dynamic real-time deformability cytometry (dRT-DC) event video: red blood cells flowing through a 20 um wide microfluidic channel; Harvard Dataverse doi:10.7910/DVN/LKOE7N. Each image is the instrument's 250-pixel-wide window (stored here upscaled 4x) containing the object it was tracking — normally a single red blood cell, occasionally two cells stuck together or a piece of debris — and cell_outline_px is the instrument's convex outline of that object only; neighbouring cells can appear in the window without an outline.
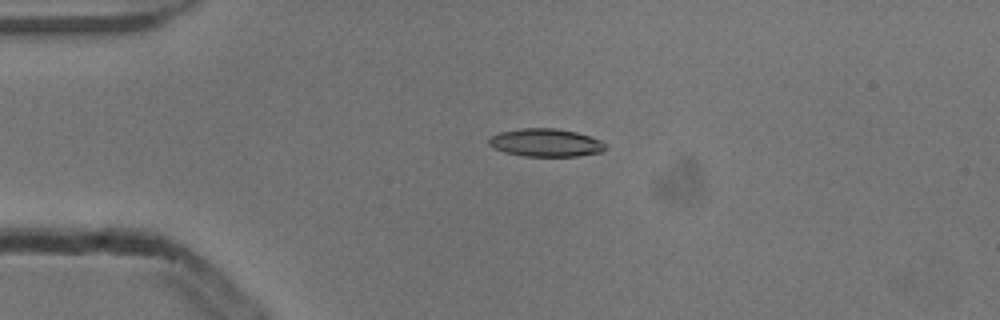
{"species": "common noctule bat (a hibernating species)", "species_latin": "Nyctalus noctula", "temperature_condition": "cold", "stored_images_in_passage": 42, "camera_frame_rate_fps": 3000, "um_per_image_px": 0.085, "animal": {"sex": "male", "body_mass_g": 13.3}, "frame": {"image": 1, "passage_image": 1, "time_ms": 0.0, "image_size_px": [1000, 320], "cell_outline_px": [[604, 152], [576, 156], [524, 156], [504, 152], [492, 148], [488, 144], [488, 140], [492, 136], [500, 132], [520, 128], [556, 128], [576, 132], [600, 140], [604, 144]], "centroid_in_image_um": [46.35, 12.13], "position_along_channel_um": 38.6, "area_um2": 18.96}}
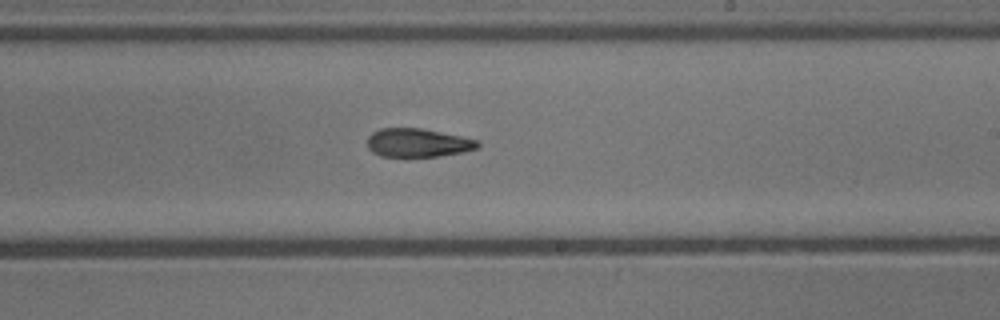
{"frame": {"image": 2, "passage_image": 20, "time_ms": 6.333, "image_size_px": [1000, 320], "cell_outline_px": [[480, 144], [476, 148], [460, 152], [436, 156], [380, 156], [372, 152], [368, 148], [368, 136], [372, 132], [380, 128], [420, 128], [480, 140]], "centroid_in_image_um": [35.48, 12.12], "position_along_channel_um": 253.5, "area_um2": 18.15}}
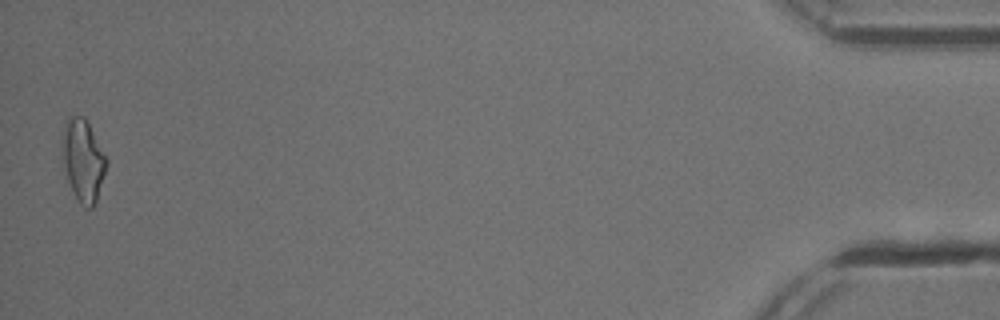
{"frame": {"image": 3, "passage_image": 41, "time_ms": 13.333, "image_size_px": [1000, 320], "cell_outline_px": [[108, 164], [96, 200], [92, 208], [88, 208], [80, 204], [68, 180], [64, 164], [60, 140], [68, 116], [84, 116], [108, 160]], "centroid_in_image_um": [7.06, 13.6], "position_along_channel_um": 428.1, "area_um2": 20.87}, "authors_computed_cell_mechanics": {"area_um2": 19.2763, "velocity_mm_per_s": 3.8838, "shape_relaxation_time_tau1_ms": null, "shape_relaxation_time_tau2_ms": 4.7046, "deformation_change_tau1": null, "deformation_change_tau2": 0.1357}}